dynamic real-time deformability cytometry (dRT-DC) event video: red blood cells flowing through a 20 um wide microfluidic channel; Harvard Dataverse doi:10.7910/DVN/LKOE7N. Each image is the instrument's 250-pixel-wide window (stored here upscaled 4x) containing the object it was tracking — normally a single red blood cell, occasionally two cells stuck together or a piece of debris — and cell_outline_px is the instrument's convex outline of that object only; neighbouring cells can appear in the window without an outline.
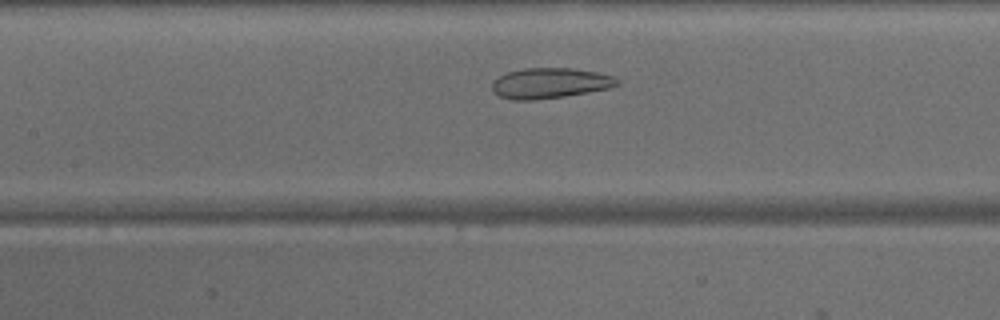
{"species": "common noctule bat (a hibernating species)", "species_latin": "Nyctalus noctula", "temperature_condition": "warm", "stored_images_in_passage": 31, "camera_frame_rate_fps": 3000, "um_per_image_px": 0.085, "animal": {"sex": "male", "body_mass_g": 15.6}, "frame": {"image": 1, "passage_image": 11, "time_ms": 3.333, "image_size_px": [1000, 320], "cell_outline_px": [[620, 84], [608, 88], [588, 92], [564, 96], [532, 100], [512, 100], [500, 96], [492, 92], [492, 84], [500, 76], [508, 72], [524, 68], [572, 68], [596, 72], [612, 76], [620, 80]], "centroid_in_image_um": [46.75, 7.07], "position_along_channel_um": 160.7, "area_um2": 22.02}}
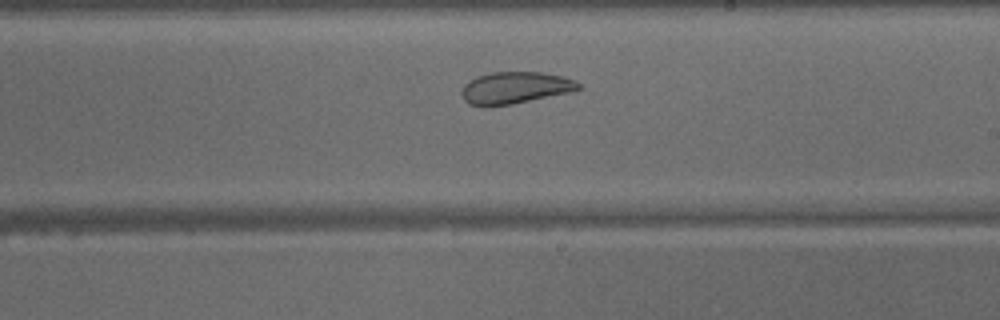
{"frame": {"image": 2, "passage_image": 17, "time_ms": 5.333, "image_size_px": [1000, 320], "cell_outline_px": [[580, 88], [568, 92], [512, 104], [468, 104], [464, 100], [460, 92], [464, 84], [468, 80], [476, 76], [492, 72], [540, 72], [564, 76], [576, 80], [580, 84]], "centroid_in_image_um": [43.77, 7.42], "position_along_channel_um": 245.2, "area_um2": 21.33}}
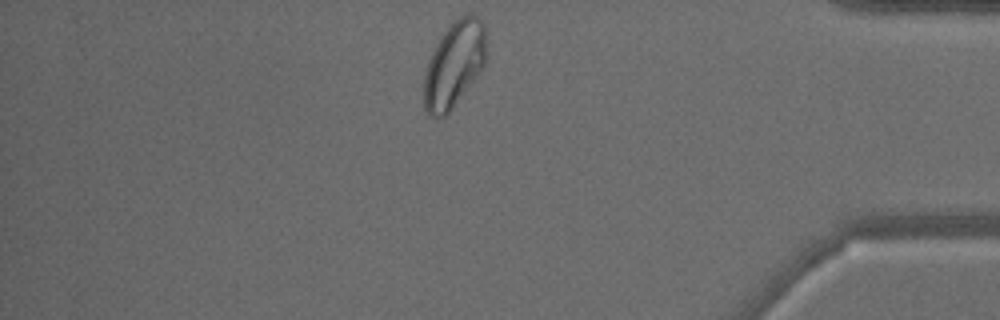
{"frame": {"image": 3, "passage_image": 30, "time_ms": 9.667, "image_size_px": [1000, 320], "cell_outline_px": [[488, 56], [480, 72], [448, 112], [444, 116], [428, 116], [424, 108], [424, 76], [428, 60], [436, 44], [444, 32], [460, 16], [468, 12], [476, 16], [484, 24]], "centroid_in_image_um": [38.62, 5.45], "position_along_channel_um": 396.6, "area_um2": 31.04}}